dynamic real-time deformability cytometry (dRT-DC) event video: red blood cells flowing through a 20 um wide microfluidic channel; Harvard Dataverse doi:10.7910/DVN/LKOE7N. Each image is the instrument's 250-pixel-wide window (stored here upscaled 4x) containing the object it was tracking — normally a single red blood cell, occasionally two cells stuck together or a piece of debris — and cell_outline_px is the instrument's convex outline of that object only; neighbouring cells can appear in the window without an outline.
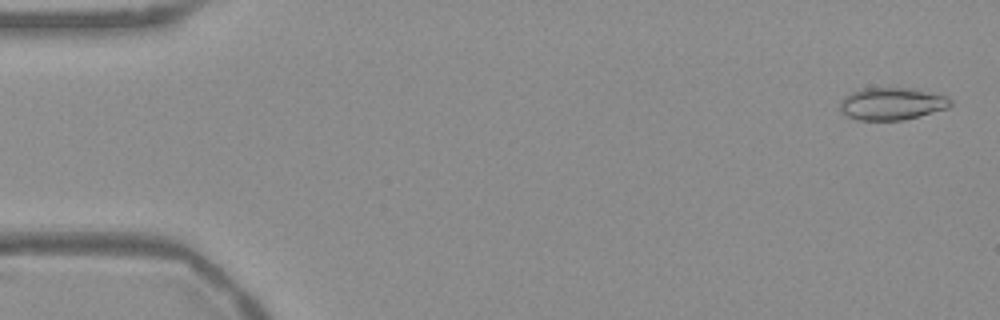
{"species": "Egyptian fruit bat (a non-hibernating species)", "species_latin": "Rousettus aegyptiacus", "temperature_condition": "warm", "stored_images_in_passage": 54, "camera_frame_rate_fps": 3000, "um_per_image_px": 0.085, "frame": {"image": 1, "passage_image": 2, "time_ms": 0.333, "image_size_px": [1000, 320], "cell_outline_px": [[952, 104], [948, 108], [904, 120], [856, 120], [844, 116], [840, 112], [840, 100], [844, 96], [860, 88], [916, 88], [948, 96], [952, 100]], "centroid_in_image_um": [75.79, 8.81], "position_along_channel_um": 9.2, "area_um2": 21.27}}
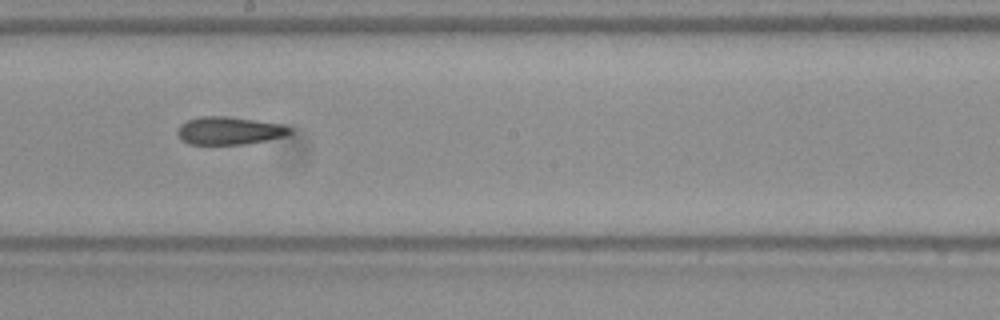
{"frame": {"image": 2, "passage_image": 30, "time_ms": 9.667, "image_size_px": [1000, 320], "cell_outline_px": [[292, 132], [284, 136], [268, 140], [244, 144], [188, 144], [180, 140], [176, 132], [180, 124], [188, 120], [200, 116], [228, 116], [284, 124], [292, 128]], "centroid_in_image_um": [19.48, 11.1], "position_along_channel_um": 228.7, "area_um2": 18.44}}
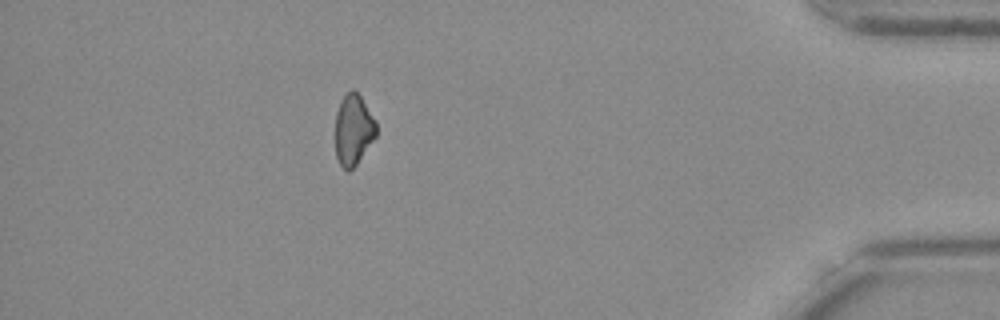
{"frame": {"image": 3, "passage_image": 48, "time_ms": 15.667, "image_size_px": [1000, 320], "cell_outline_px": [[376, 136], [356, 164], [348, 172], [340, 164], [336, 156], [336, 112], [340, 100], [352, 88], [360, 96], [376, 120]], "centroid_in_image_um": [30.03, 11.01], "position_along_channel_um": 405.2, "area_um2": 16.7}, "authors_computed_cell_mechanics": {"area_um2": 18.6405, "velocity_mm_per_s": 3.7695, "shape_relaxation_time_tau1_ms": null, "shape_relaxation_time_tau2_ms": 6.1108, "deformation_change_tau1": null, "deformation_change_tau2": 0.1187}}